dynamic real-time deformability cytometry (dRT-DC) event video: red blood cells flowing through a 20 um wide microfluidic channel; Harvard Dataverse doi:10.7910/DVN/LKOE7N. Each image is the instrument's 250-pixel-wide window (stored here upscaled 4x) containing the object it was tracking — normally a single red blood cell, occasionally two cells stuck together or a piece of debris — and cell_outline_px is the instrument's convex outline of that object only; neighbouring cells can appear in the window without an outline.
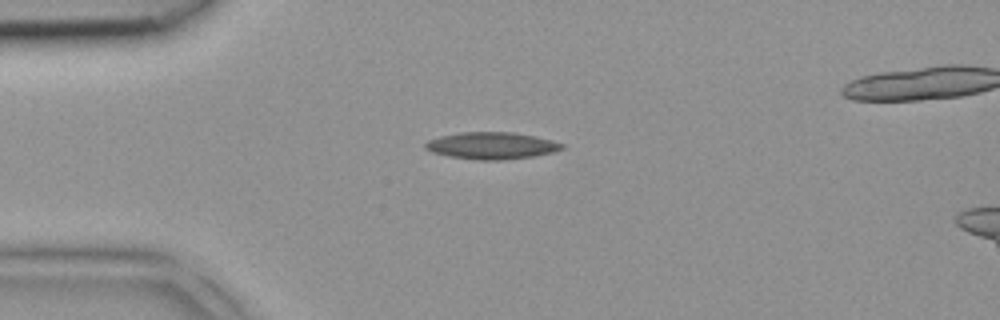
{"species": "common noctule bat (a hibernating species)", "species_latin": "Nyctalus noctula", "temperature_condition": "room temperature", "stored_images_in_passage": 4, "camera_frame_rate_fps": 3000, "um_per_image_px": 0.085, "animal": {"sex": "female", "body_mass_g": 18.4}, "frame": {"image": 1, "passage_image": 3, "time_ms": 0.667, "image_size_px": [1000, 320], "cell_outline_px": [[564, 148], [552, 152], [532, 156], [504, 160], [476, 160], [448, 156], [432, 152], [424, 148], [424, 144], [428, 140], [440, 136], [460, 132], [516, 132], [536, 136], [552, 140], [564, 144]], "centroid_in_image_um": [41.77, 12.37], "position_along_channel_um": 43.2, "area_um2": 21.56}}